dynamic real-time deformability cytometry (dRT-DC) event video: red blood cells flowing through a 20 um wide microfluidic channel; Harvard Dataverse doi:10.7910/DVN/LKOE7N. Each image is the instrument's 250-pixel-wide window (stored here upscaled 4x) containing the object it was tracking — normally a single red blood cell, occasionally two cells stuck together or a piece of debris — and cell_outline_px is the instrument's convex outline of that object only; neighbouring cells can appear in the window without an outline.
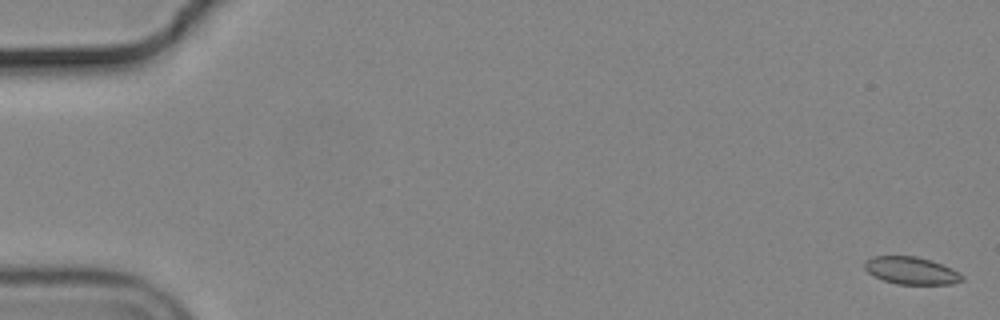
{"species": "common noctule bat (a hibernating species)", "species_latin": "Nyctalus noctula", "temperature_condition": "cold", "stored_images_in_passage": 57, "segment_of_instrument_passage": [1, 2], "camera_frame_rate_fps": 3000, "um_per_image_px": 0.085, "animal": {"sex": "male", "body_mass_g": 19.2, "forearm_length_mm": 51.8}, "frame": {"image": 1, "passage_image": 1, "time_ms": 0.0, "image_size_px": [1000, 320], "cell_outline_px": [[964, 280], [952, 284], [896, 284], [884, 280], [868, 272], [864, 268], [864, 260], [872, 256], [916, 256], [932, 260], [952, 268], [960, 272], [964, 276]], "centroid_in_image_um": [77.48, 22.99], "position_along_channel_um": 7.5, "area_um2": 15.72}}
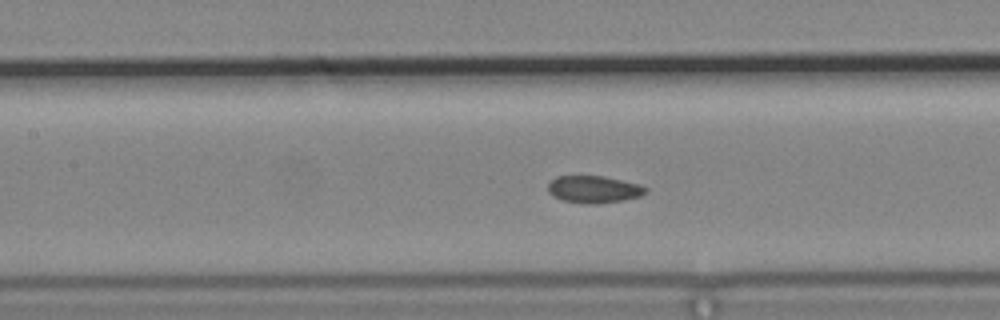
{"frame": {"image": 2, "passage_image": 26, "time_ms": 8.333, "image_size_px": [1000, 320], "cell_outline_px": [[648, 192], [640, 196], [620, 200], [564, 200], [552, 196], [548, 192], [548, 184], [556, 176], [604, 176], [640, 184], [648, 188]], "centroid_in_image_um": [50.49, 16.02], "position_along_channel_um": 156.9, "area_um2": 14.51}}
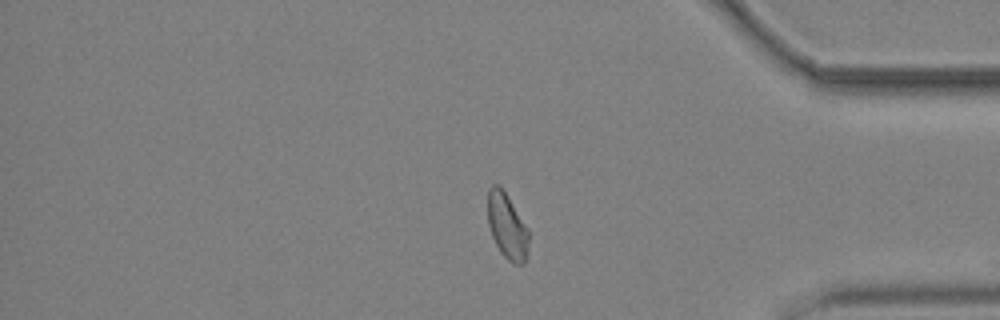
{"frame": {"image": 3, "passage_image": 47, "time_ms": 15.333, "image_size_px": [1000, 320], "cell_outline_px": [[528, 252], [524, 264], [512, 264], [500, 252], [492, 236], [488, 224], [488, 188], [492, 184], [500, 184], [528, 228]], "centroid_in_image_um": [43.1, 19.22], "position_along_channel_um": 392.1, "area_um2": 15.78}}